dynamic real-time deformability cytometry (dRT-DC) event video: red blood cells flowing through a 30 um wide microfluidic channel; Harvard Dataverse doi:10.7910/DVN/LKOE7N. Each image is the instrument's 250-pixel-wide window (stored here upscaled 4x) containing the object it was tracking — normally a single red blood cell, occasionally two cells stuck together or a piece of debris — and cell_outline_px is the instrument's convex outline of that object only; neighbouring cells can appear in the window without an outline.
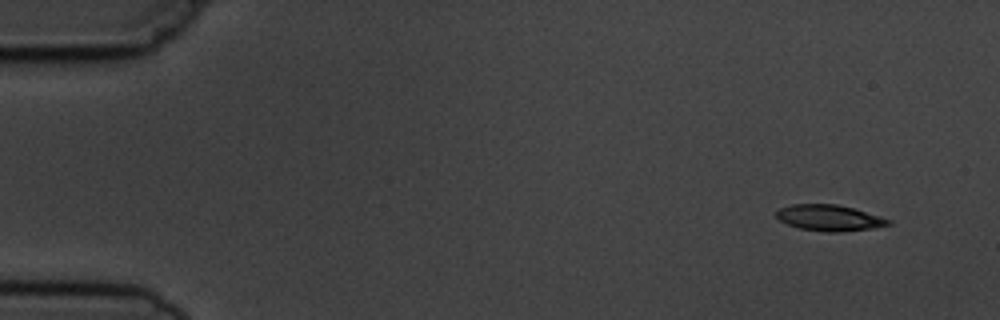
{"species": "common noctule bat (a hibernating species)", "species_latin": "Nyctalus noctula", "temperature_condition": "cold", "stored_images_in_passage": 5, "camera_frame_rate_fps": 3000, "um_per_image_px": 0.085, "animal": {"sex": "male", "body_mass_g": 19.5, "forearm_length_mm": 54.6}, "frame": {"image": 1, "passage_image": 1, "time_ms": 0.0, "image_size_px": [1000, 320], "cell_outline_px": [[892, 224], [872, 228], [840, 232], [828, 232], [800, 228], [788, 224], [780, 220], [776, 216], [776, 212], [780, 208], [792, 204], [836, 204], [852, 208], [880, 216], [892, 220]], "centroid_in_image_um": [70.51, 18.52], "position_along_channel_um": 14.5, "area_um2": 16.82}}
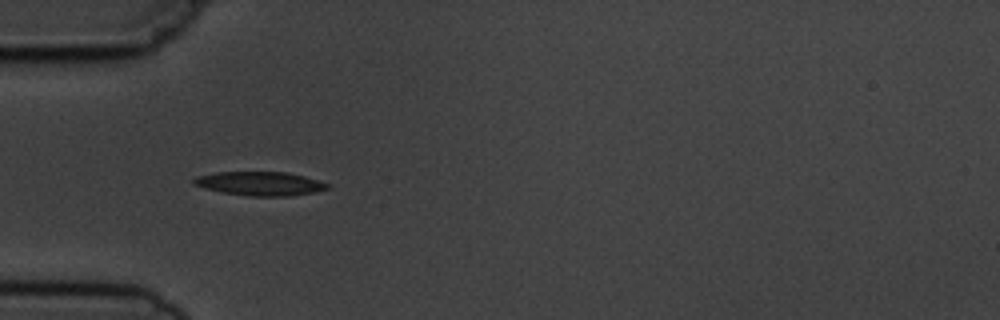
{"frame": {"image": 2, "passage_image": 4, "time_ms": 4.333, "image_size_px": [1000, 320], "cell_outline_px": [[332, 188], [312, 192], [288, 196], [248, 196], [220, 192], [204, 188], [192, 184], [192, 180], [196, 176], [216, 172], [288, 172], [304, 176], [332, 184]], "centroid_in_image_um": [22.1, 15.6], "position_along_channel_um": 62.9, "area_um2": 18.79}}
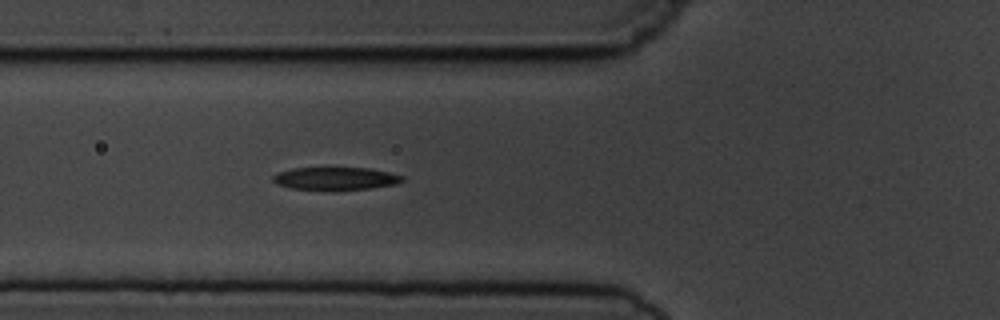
{"frame": {"image": 3, "passage_image": 5, "time_ms": 5.333, "image_size_px": [1000, 320], "cell_outline_px": [[404, 180], [396, 184], [368, 188], [292, 188], [276, 184], [272, 180], [272, 176], [280, 172], [292, 168], [372, 168], [404, 176]], "centroid_in_image_um": [28.54, 15.14], "position_along_channel_um": 97.3, "area_um2": 16.47}}